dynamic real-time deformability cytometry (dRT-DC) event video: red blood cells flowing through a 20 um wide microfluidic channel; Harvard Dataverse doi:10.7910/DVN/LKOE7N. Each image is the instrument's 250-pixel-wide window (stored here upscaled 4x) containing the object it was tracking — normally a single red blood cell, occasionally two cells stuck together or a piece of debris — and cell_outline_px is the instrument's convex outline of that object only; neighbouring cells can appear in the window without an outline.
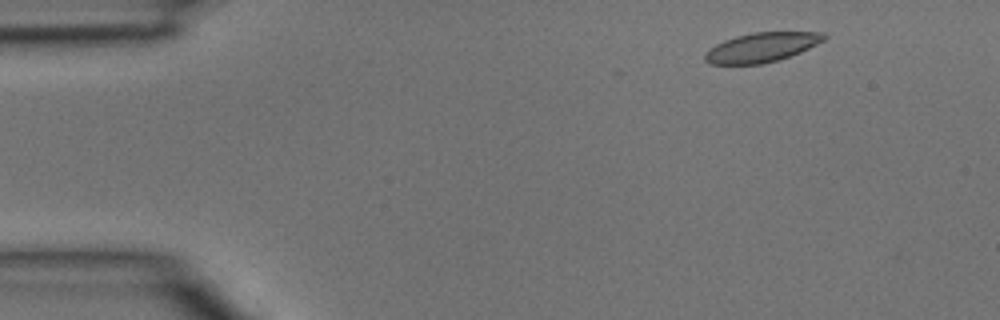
{"species": "common noctule bat (a hibernating species)", "species_latin": "Nyctalus noctula", "temperature_condition": "room temperature", "stored_images_in_passage": 4, "camera_frame_rate_fps": 3000, "um_per_image_px": 0.085, "animal": {"sex": "male", "body_mass_g": 15.6}, "frame": {"image": 1, "passage_image": 2, "time_ms": 0.333, "image_size_px": [1000, 320], "cell_outline_px": [[828, 36], [824, 40], [800, 52], [776, 60], [760, 64], [708, 64], [704, 60], [704, 52], [708, 48], [724, 40], [736, 36], [752, 32], [824, 32]], "centroid_in_image_um": [64.69, 4.02], "position_along_channel_um": 20.3, "area_um2": 20.4}}
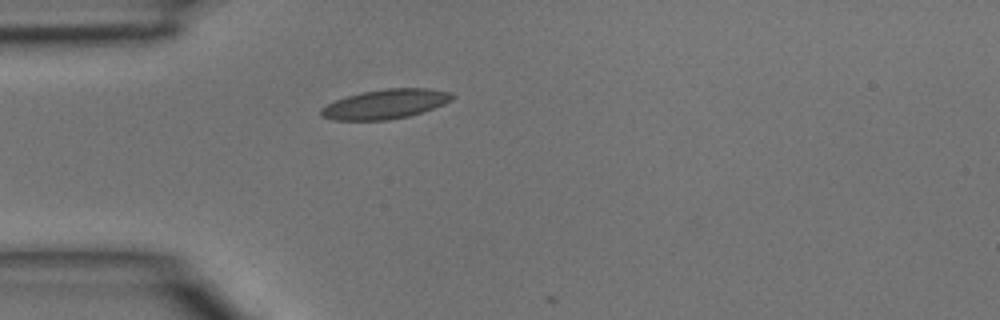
{"frame": {"image": 2, "passage_image": 4, "time_ms": 1.0, "image_size_px": [1000, 320], "cell_outline_px": [[456, 96], [452, 100], [444, 104], [408, 116], [388, 120], [336, 120], [320, 116], [320, 108], [336, 100], [348, 96], [364, 92], [388, 88], [428, 88], [452, 92]], "centroid_in_image_um": [32.78, 8.84], "position_along_channel_um": 52.2, "area_um2": 22.37}}